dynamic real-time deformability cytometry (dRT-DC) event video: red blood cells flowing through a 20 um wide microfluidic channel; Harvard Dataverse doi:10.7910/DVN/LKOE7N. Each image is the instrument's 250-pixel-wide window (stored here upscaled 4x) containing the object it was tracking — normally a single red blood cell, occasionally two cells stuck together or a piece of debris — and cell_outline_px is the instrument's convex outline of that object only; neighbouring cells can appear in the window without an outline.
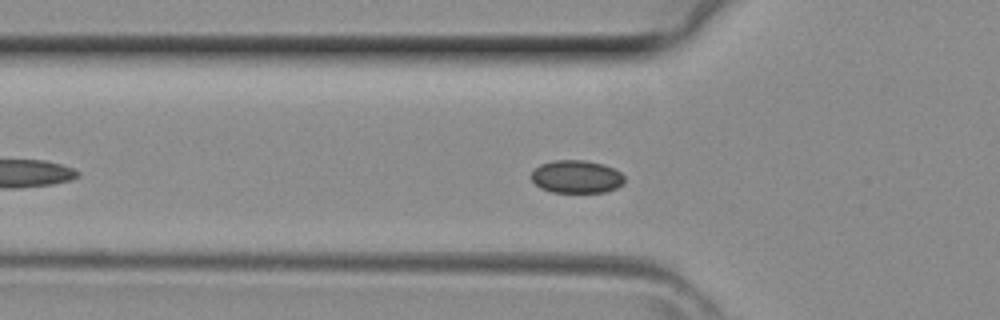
{"species": "common noctule bat (a hibernating species)", "species_latin": "Nyctalus noctula", "temperature_condition": "room temperature", "stored_images_in_passage": 28, "camera_frame_rate_fps": 3000, "um_per_image_px": 0.085, "animal": {"sex": "female", "body_mass_g": 29.2, "forearm_length_mm": 56.3}, "frame": {"image": 1, "passage_image": 8, "time_ms": 2.333, "image_size_px": [1000, 320], "cell_outline_px": [[624, 184], [616, 188], [604, 192], [552, 192], [540, 188], [532, 180], [532, 168], [540, 164], [556, 160], [584, 160], [604, 164], [620, 172], [624, 176]], "centroid_in_image_um": [48.99, 15.01], "position_along_channel_um": 76.8, "area_um2": 17.92}}
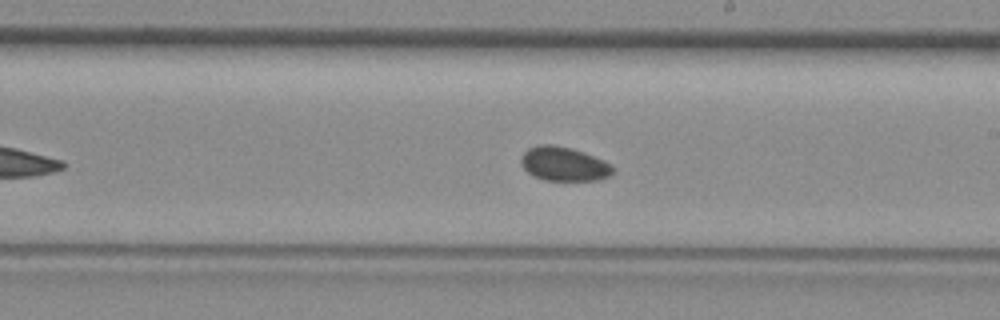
{"frame": {"image": 2, "passage_image": 18, "time_ms": 5.667, "image_size_px": [1000, 320], "cell_outline_px": [[612, 172], [608, 176], [600, 180], [544, 180], [528, 172], [520, 164], [520, 156], [528, 148], [540, 144], [552, 144], [572, 148], [584, 152], [608, 164], [612, 168]], "centroid_in_image_um": [47.86, 13.92], "position_along_channel_um": 241.1, "area_um2": 17.98}}
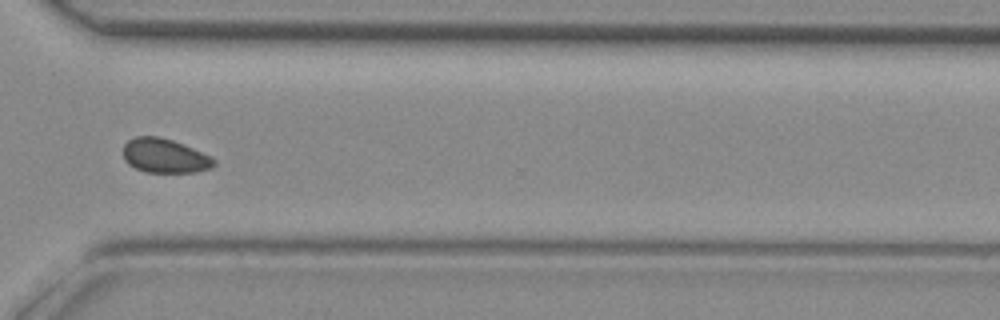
{"frame": {"image": 3, "passage_image": 25, "time_ms": 8.0, "image_size_px": [1000, 320], "cell_outline_px": [[216, 164], [212, 168], [196, 172], [144, 172], [128, 164], [124, 160], [124, 144], [128, 140], [136, 136], [156, 136], [172, 140], [192, 148], [216, 160]], "centroid_in_image_um": [13.98, 13.25], "position_along_channel_um": 356.6, "area_um2": 17.98}}